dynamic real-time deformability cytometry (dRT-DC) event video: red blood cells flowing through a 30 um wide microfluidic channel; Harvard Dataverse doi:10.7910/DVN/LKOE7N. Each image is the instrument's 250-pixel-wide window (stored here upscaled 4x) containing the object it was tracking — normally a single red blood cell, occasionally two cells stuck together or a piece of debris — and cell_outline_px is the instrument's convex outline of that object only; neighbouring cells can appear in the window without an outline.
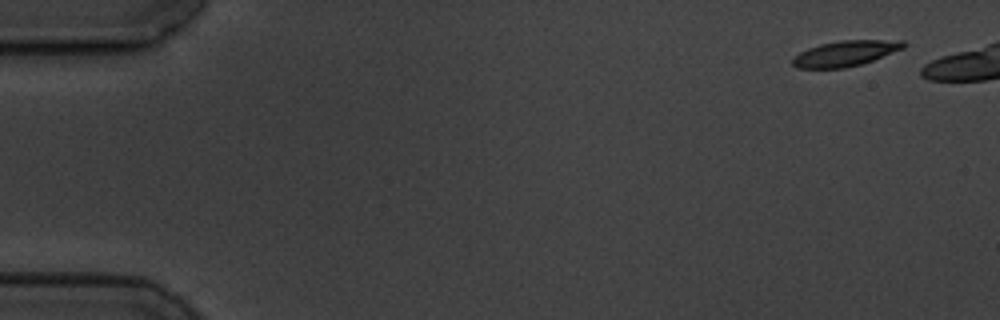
{"species": "common noctule bat (a hibernating species)", "species_latin": "Nyctalus noctula", "temperature_condition": "cold", "stored_images_in_passage": 8, "camera_frame_rate_fps": 3000, "um_per_image_px": 0.085, "animal": {"sex": "male", "body_mass_g": 19.5, "forearm_length_mm": 54.6}, "frame": {"image": 1, "passage_image": 1, "time_ms": 0.0, "image_size_px": [1000, 320], "cell_outline_px": [[908, 44], [904, 48], [872, 60], [860, 64], [844, 68], [796, 68], [792, 64], [792, 60], [800, 52], [808, 48], [820, 44], [840, 40], [904, 40]], "centroid_in_image_um": [71.87, 4.53], "position_along_channel_um": 13.1, "area_um2": 16.42}}